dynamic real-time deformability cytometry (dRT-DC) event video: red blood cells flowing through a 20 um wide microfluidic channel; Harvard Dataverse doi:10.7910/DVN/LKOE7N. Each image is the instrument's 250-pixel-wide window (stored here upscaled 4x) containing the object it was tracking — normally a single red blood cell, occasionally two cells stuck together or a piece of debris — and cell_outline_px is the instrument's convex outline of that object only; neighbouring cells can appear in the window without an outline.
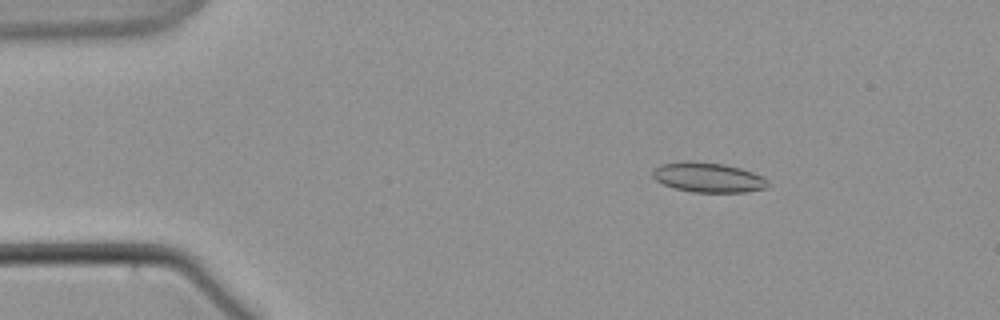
{"species": "common noctule bat (a hibernating species)", "species_latin": "Nyctalus noctula", "temperature_condition": "warm", "stored_images_in_passage": 60, "camera_frame_rate_fps": 3000, "um_per_image_px": 0.085, "animal": {"sex": "male", "body_mass_g": 21.5, "forearm_length_mm": 52.0}, "frame": {"image": 1, "passage_image": 9, "time_ms": 2.667, "image_size_px": [1000, 320], "cell_outline_px": [[772, 184], [768, 188], [748, 192], [692, 192], [676, 188], [664, 184], [656, 180], [652, 176], [652, 172], [660, 164], [684, 160], [724, 164], [740, 168], [764, 176]], "centroid_in_image_um": [60.25, 15.08], "position_along_channel_um": 24.8, "area_um2": 20.23}}
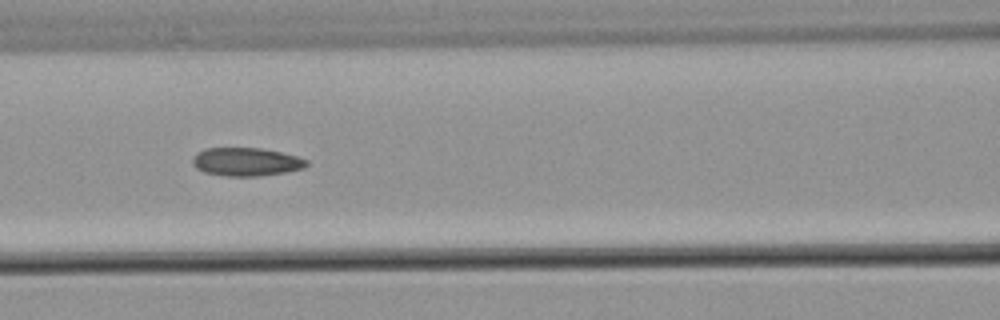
{"frame": {"image": 2, "passage_image": 26, "time_ms": 8.333, "image_size_px": [1000, 320], "cell_outline_px": [[308, 164], [304, 168], [284, 172], [260, 176], [228, 176], [204, 172], [196, 168], [192, 164], [192, 156], [196, 152], [204, 148], [260, 148], [280, 152], [296, 156], [308, 160]], "centroid_in_image_um": [20.88, 13.75], "position_along_channel_um": 145.7, "area_um2": 18.84}}
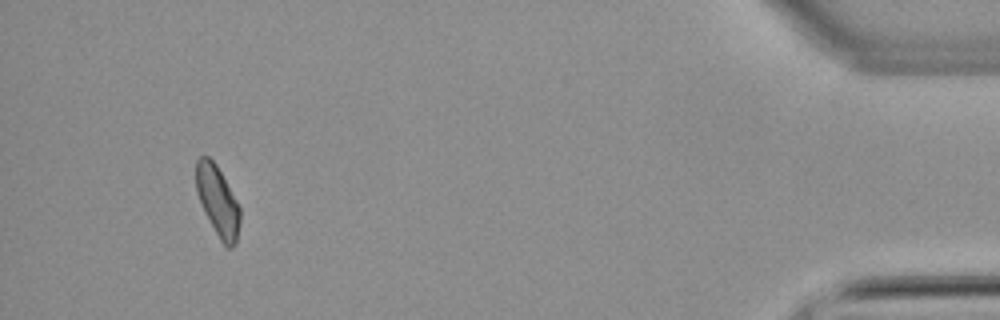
{"frame": {"image": 3, "passage_image": 56, "time_ms": 18.333, "image_size_px": [1000, 320], "cell_outline_px": [[240, 220], [236, 244], [232, 248], [228, 248], [220, 240], [204, 212], [196, 192], [196, 160], [200, 156], [208, 156], [216, 164], [236, 200], [240, 208]], "centroid_in_image_um": [18.49, 17.1], "position_along_channel_um": 416.7, "area_um2": 17.86}}